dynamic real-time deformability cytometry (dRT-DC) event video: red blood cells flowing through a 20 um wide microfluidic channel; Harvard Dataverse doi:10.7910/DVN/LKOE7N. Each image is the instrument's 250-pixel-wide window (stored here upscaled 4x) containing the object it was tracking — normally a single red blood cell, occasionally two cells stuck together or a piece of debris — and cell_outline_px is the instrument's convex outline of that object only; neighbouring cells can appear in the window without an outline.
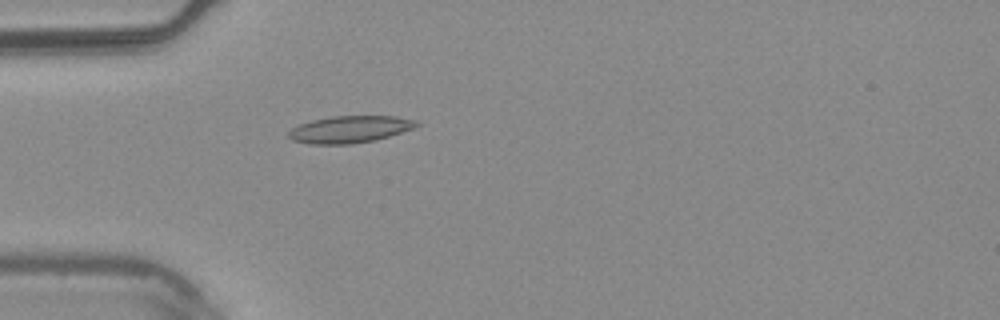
{"species": "common noctule bat (a hibernating species)", "species_latin": "Nyctalus noctula", "temperature_condition": "warm", "stored_images_in_passage": 5, "camera_frame_rate_fps": 3000, "um_per_image_px": 0.085, "animal": {"sex": "male", "body_mass_g": 20.4}, "frame": {"image": 1, "passage_image": 5, "time_ms": 1.333, "image_size_px": [1000, 320], "cell_outline_px": [[420, 124], [412, 128], [376, 140], [352, 144], [308, 144], [292, 140], [288, 136], [288, 132], [292, 128], [300, 124], [312, 120], [332, 116], [396, 116], [416, 120]], "centroid_in_image_um": [29.71, 10.99], "position_along_channel_um": 55.3, "area_um2": 20.06}}